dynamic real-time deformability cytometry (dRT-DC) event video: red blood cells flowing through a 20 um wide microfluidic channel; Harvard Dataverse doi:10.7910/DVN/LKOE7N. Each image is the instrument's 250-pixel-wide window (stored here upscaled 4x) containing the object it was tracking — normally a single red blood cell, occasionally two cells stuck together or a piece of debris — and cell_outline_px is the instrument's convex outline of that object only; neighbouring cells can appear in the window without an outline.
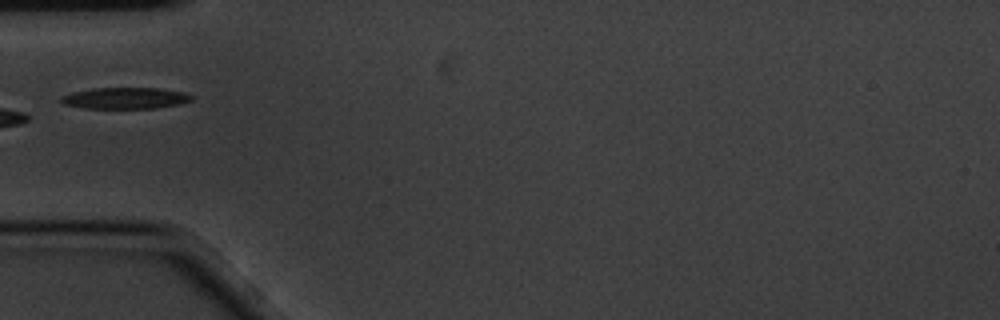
{"species": "common noctule bat (a hibernating species)", "species_latin": "Nyctalus noctula", "temperature_condition": "cold", "stored_images_in_passage": 1, "camera_frame_rate_fps": 3000, "um_per_image_px": 0.085, "animal": {"sex": "male", "body_mass_g": 20.1, "forearm_length_mm": 53.5}, "frame": {"image": 1, "passage_image": 1, "time_ms": 0.0, "image_size_px": [1000, 320], "cell_outline_px": [[192, 100], [180, 104], [152, 108], [84, 108], [64, 104], [60, 100], [60, 96], [72, 92], [92, 88], [156, 88], [184, 92], [192, 96]], "centroid_in_image_um": [10.61, 8.34], "position_along_channel_um": 74.4, "area_um2": 16.13}}